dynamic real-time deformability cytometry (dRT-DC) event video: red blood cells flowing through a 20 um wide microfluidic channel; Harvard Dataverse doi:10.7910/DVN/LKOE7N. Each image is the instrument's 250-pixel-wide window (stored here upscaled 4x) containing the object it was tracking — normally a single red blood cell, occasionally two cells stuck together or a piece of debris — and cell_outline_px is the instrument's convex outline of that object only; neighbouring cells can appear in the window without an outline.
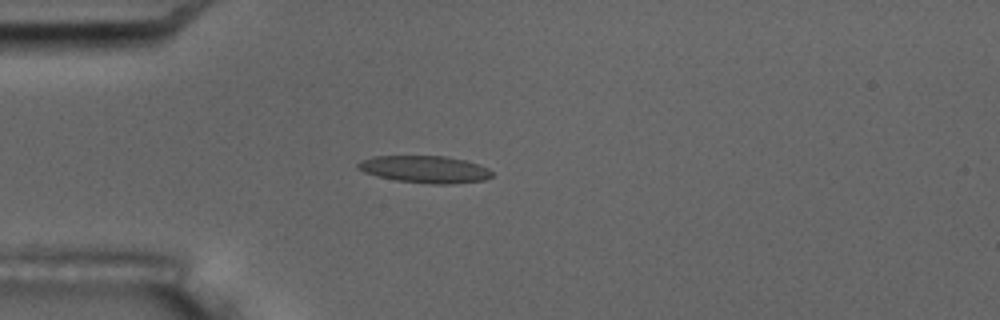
{"species": "common noctule bat (a hibernating species)", "species_latin": "Nyctalus noctula", "temperature_condition": "room temperature", "stored_images_in_passage": 4, "camera_frame_rate_fps": 3000, "um_per_image_px": 0.085, "animal": {"sex": "male", "body_mass_g": 17.5, "forearm_length_mm": 52.3}, "frame": {"image": 1, "passage_image": 4, "time_ms": 4.333, "image_size_px": [1000, 320], "cell_outline_px": [[492, 176], [484, 180], [452, 184], [432, 184], [396, 180], [376, 176], [364, 172], [356, 168], [356, 164], [360, 160], [372, 156], [444, 156], [464, 160], [480, 164], [488, 168], [492, 172]], "centroid_in_image_um": [36.09, 14.39], "position_along_channel_um": 48.9, "area_um2": 21.33}}